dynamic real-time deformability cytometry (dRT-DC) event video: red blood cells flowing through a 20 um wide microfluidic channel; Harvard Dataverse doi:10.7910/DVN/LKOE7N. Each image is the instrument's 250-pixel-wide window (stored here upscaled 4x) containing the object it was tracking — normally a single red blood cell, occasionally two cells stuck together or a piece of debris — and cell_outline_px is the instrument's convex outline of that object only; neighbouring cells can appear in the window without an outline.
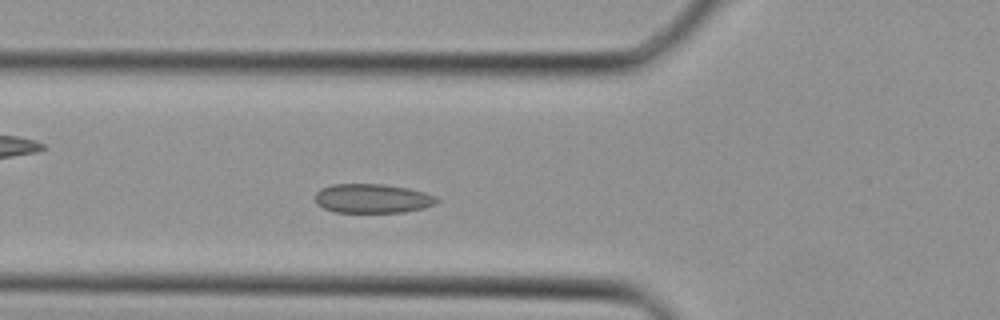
{"species": "Egyptian fruit bat (a non-hibernating species)", "species_latin": "Rousettus aegyptiacus", "temperature_condition": "cold", "stored_images_in_passage": 30, "camera_frame_rate_fps": 3000, "um_per_image_px": 0.085, "animal": {"sex": "female"}, "frame": {"image": 1, "passage_image": 7, "time_ms": 2.0, "image_size_px": [1000, 320], "cell_outline_px": [[440, 200], [436, 204], [424, 208], [404, 212], [336, 212], [324, 208], [316, 204], [316, 192], [320, 188], [332, 184], [384, 184], [408, 188], [424, 192], [436, 196]], "centroid_in_image_um": [31.67, 16.87], "position_along_channel_um": 94.1, "area_um2": 20.81}}
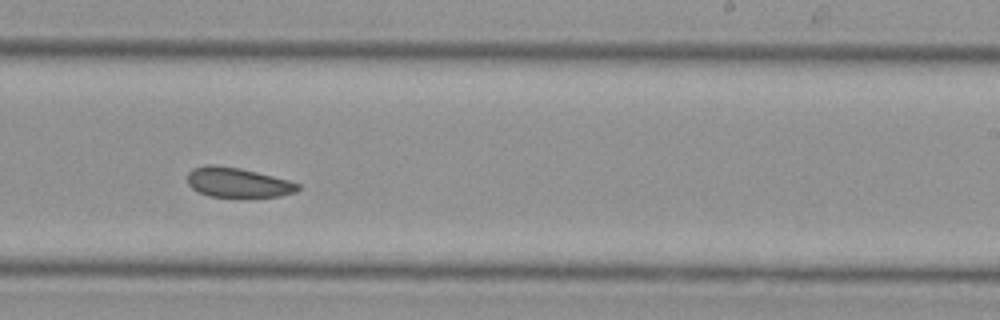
{"frame": {"image": 2, "passage_image": 17, "time_ms": 5.333, "image_size_px": [1000, 320], "cell_outline_px": [[300, 188], [296, 192], [280, 196], [208, 196], [192, 188], [188, 184], [188, 172], [192, 168], [204, 164], [216, 164], [240, 168], [288, 180], [300, 184]], "centroid_in_image_um": [20.18, 15.49], "position_along_channel_um": 268.8, "area_um2": 19.02}}
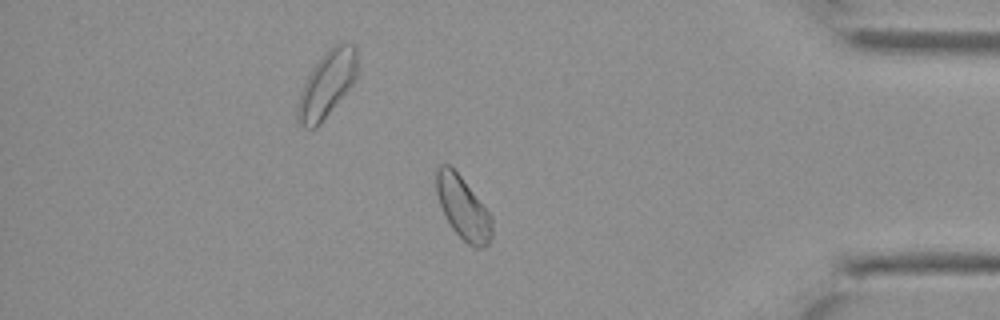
{"frame": {"image": 3, "passage_image": 26, "time_ms": 8.333, "image_size_px": [1000, 320], "cell_outline_px": [[492, 236], [488, 244], [484, 248], [476, 248], [468, 244], [452, 228], [444, 216], [436, 192], [436, 168], [440, 164], [448, 164], [460, 176], [492, 216]], "centroid_in_image_um": [39.35, 17.69], "position_along_channel_um": 395.9, "area_um2": 20.17}}